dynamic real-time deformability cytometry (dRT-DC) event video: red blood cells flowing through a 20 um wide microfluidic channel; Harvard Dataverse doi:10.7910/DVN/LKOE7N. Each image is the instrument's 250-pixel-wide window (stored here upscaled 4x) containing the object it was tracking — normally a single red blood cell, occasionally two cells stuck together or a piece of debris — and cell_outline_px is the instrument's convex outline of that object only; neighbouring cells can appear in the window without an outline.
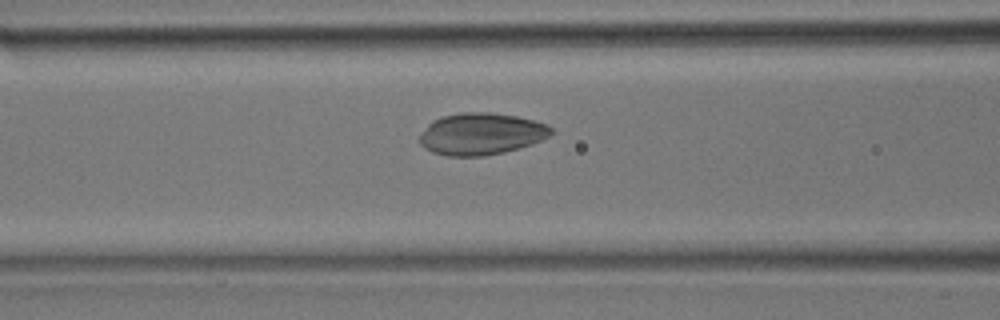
{"species": "common noctule bat (a hibernating species)", "species_latin": "Nyctalus noctula", "temperature_condition": "room temperature", "stored_images_in_passage": 35, "camera_frame_rate_fps": 3000, "um_per_image_px": 0.085, "animal": {"sex": "male", "body_mass_g": 17.9}, "frame": {"image": 1, "passage_image": 15, "time_ms": 4.667, "image_size_px": [1000, 320], "cell_outline_px": [[552, 132], [548, 136], [532, 144], [520, 148], [504, 152], [484, 156], [448, 156], [432, 152], [424, 148], [420, 144], [420, 136], [428, 124], [432, 120], [440, 116], [460, 112], [488, 112], [516, 116], [532, 120], [544, 124], [552, 128]], "centroid_in_image_um": [40.86, 11.38], "position_along_channel_um": 125.7, "area_um2": 32.02}}
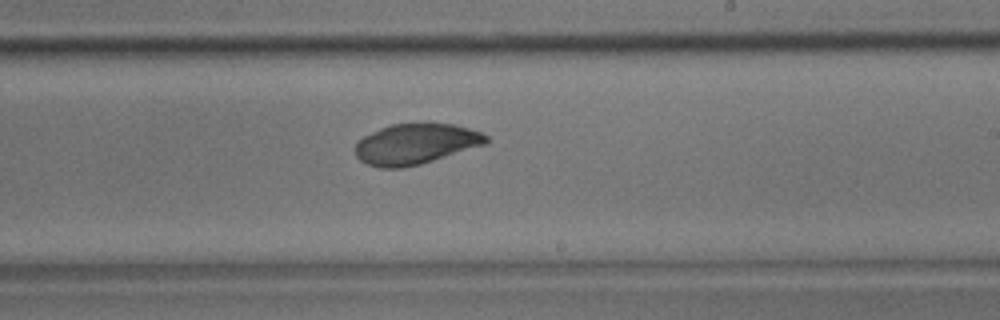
{"frame": {"image": 2, "passage_image": 22, "time_ms": 7.0, "image_size_px": [1000, 320], "cell_outline_px": [[488, 144], [420, 164], [404, 168], [380, 168], [368, 164], [360, 160], [356, 156], [356, 140], [380, 128], [392, 124], [456, 124], [480, 132], [488, 136]], "centroid_in_image_um": [35.34, 12.25], "position_along_channel_um": 253.7, "area_um2": 30.87}}
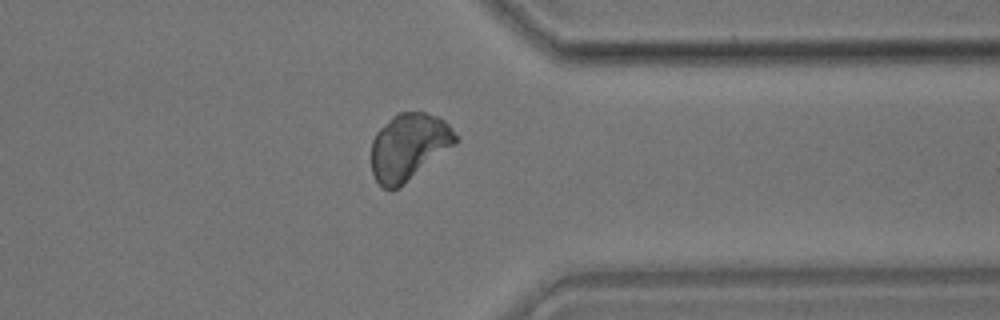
{"frame": {"image": 3, "passage_image": 29, "time_ms": 9.333, "image_size_px": [1000, 320], "cell_outline_px": [[460, 140], [456, 144], [400, 188], [384, 188], [376, 180], [372, 172], [372, 140], [376, 132], [392, 116], [400, 112], [424, 112], [436, 116], [444, 120], [460, 136]], "centroid_in_image_um": [34.78, 12.47], "position_along_channel_um": 376.6, "area_um2": 32.95}}